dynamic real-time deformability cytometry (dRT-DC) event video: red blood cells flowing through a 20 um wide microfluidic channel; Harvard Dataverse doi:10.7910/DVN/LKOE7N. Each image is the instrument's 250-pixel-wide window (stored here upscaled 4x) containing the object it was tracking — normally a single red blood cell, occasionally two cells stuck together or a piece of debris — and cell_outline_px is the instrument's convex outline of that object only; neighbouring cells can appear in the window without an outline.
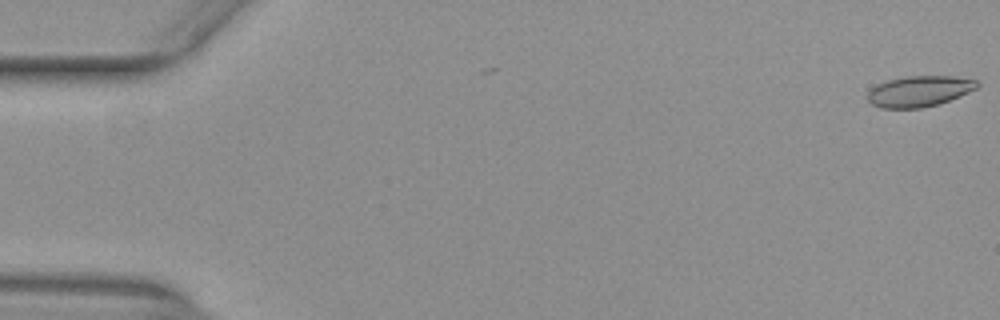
{"species": "common noctule bat (a hibernating species)", "species_latin": "Nyctalus noctula", "temperature_condition": "warm", "stored_images_in_passage": 5, "camera_frame_rate_fps": 3000, "um_per_image_px": 0.085, "animal": {"sex": "female", "body_mass_g": 29.2, "forearm_length_mm": 56.3}, "frame": {"image": 1, "passage_image": 5, "time_ms": 1.333, "image_size_px": [1000, 320], "cell_outline_px": [[980, 84], [976, 88], [960, 96], [940, 104], [920, 108], [880, 108], [872, 104], [868, 100], [868, 92], [876, 84], [888, 80], [908, 76], [952, 76], [976, 80]], "centroid_in_image_um": [78.13, 7.76], "position_along_channel_um": 6.9, "area_um2": 19.65}}